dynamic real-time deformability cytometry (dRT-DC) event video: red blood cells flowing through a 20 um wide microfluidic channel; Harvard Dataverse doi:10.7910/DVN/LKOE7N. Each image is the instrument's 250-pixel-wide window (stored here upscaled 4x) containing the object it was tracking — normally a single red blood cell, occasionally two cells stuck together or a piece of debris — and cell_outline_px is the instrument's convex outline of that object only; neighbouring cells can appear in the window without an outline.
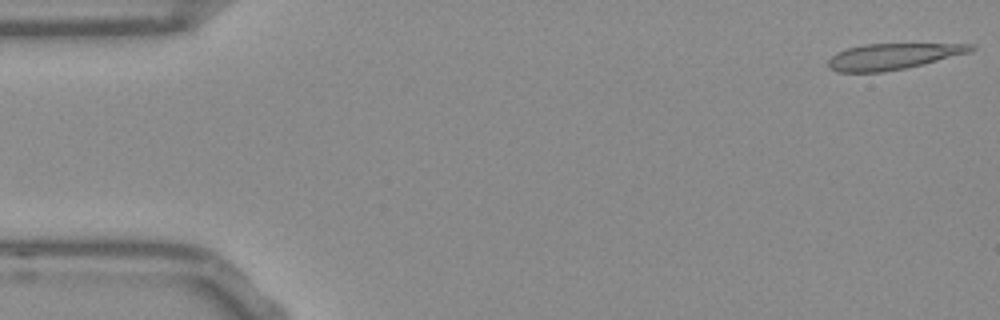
{"species": "Egyptian fruit bat (a non-hibernating species)", "species_latin": "Rousettus aegyptiacus", "temperature_condition": "room temperature", "stored_images_in_passage": 52, "camera_frame_rate_fps": 3000, "um_per_image_px": 0.085, "frame": {"image": 1, "passage_image": 1, "time_ms": 0.0, "image_size_px": [1000, 320], "cell_outline_px": [[976, 48], [968, 52], [924, 64], [884, 72], [836, 72], [828, 68], [828, 60], [836, 52], [848, 48], [864, 44], [972, 44]], "centroid_in_image_um": [75.82, 4.8], "position_along_channel_um": 9.2, "area_um2": 21.44}}
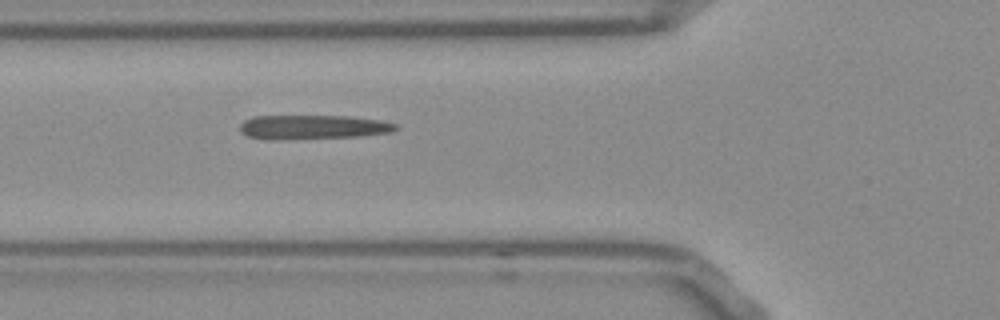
{"frame": {"image": 2, "passage_image": 18, "time_ms": 5.667, "image_size_px": [1000, 320], "cell_outline_px": [[400, 128], [392, 132], [360, 136], [284, 140], [264, 140], [248, 136], [240, 132], [240, 124], [244, 120], [252, 116], [348, 116], [380, 120], [400, 124]], "centroid_in_image_um": [26.59, 10.81], "position_along_channel_um": 99.2, "area_um2": 22.48}}
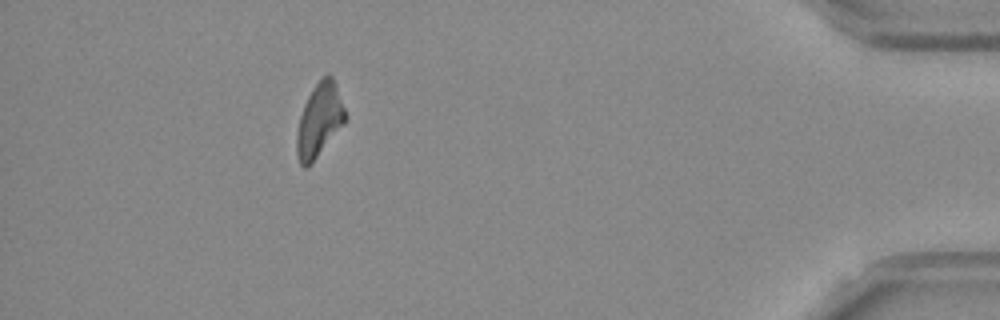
{"frame": {"image": 3, "passage_image": 47, "time_ms": 15.333, "image_size_px": [1000, 320], "cell_outline_px": [[344, 124], [316, 156], [304, 168], [300, 164], [296, 156], [296, 136], [300, 116], [304, 104], [312, 88], [328, 72], [332, 76], [336, 84], [344, 108]], "centroid_in_image_um": [27.12, 10.18], "position_along_channel_um": 408.1, "area_um2": 20.17}, "authors_computed_cell_mechanics": {"area_um2": 21.9062, "velocity_mm_per_s": 3.8044, "shape_relaxation_time_tau1_ms": null, "shape_relaxation_time_tau2_ms": 5.2635, "deformation_change_tau1": null, "deformation_change_tau2": 0.2037}}